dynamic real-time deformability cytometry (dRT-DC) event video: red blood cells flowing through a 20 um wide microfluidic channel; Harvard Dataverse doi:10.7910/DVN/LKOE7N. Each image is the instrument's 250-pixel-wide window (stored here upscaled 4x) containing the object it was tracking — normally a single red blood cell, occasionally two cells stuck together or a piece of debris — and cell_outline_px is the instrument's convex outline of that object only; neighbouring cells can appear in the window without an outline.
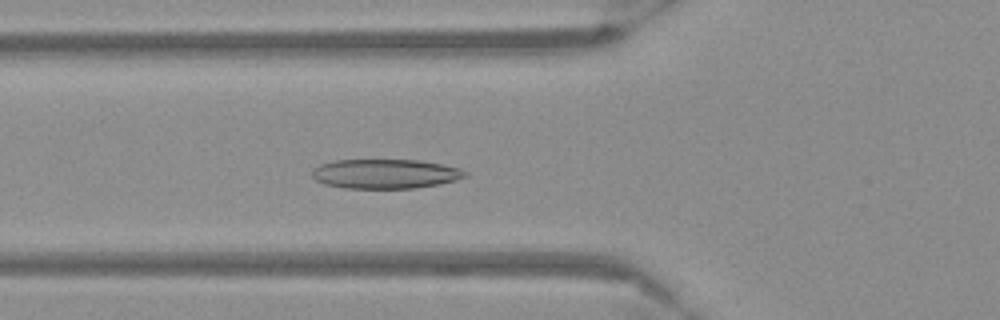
{"species": "Egyptian fruit bat (a non-hibernating species)", "species_latin": "Rousettus aegyptiacus", "temperature_condition": "warm", "stored_images_in_passage": 54, "camera_frame_rate_fps": 3000, "um_per_image_px": 0.085, "frame": {"image": 1, "passage_image": 20, "time_ms": 6.333, "image_size_px": [1000, 320], "cell_outline_px": [[468, 176], [456, 180], [440, 184], [416, 188], [344, 188], [324, 184], [316, 180], [312, 176], [312, 172], [320, 164], [336, 160], [420, 160], [440, 164], [456, 168], [468, 172]], "centroid_in_image_um": [32.76, 14.78], "position_along_channel_um": 93.0, "area_um2": 26.18}}
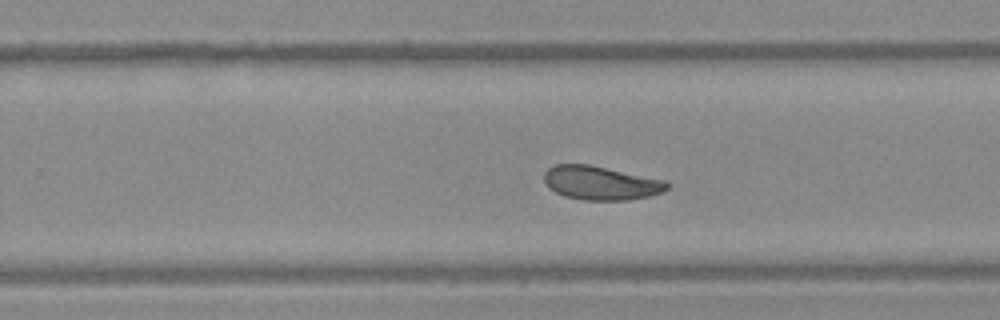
{"frame": {"image": 2, "passage_image": 35, "time_ms": 11.333, "image_size_px": [1000, 320], "cell_outline_px": [[668, 188], [664, 192], [648, 196], [628, 200], [580, 200], [564, 196], [548, 188], [544, 180], [544, 172], [552, 164], [588, 164], [664, 180], [668, 184]], "centroid_in_image_um": [51.02, 15.55], "position_along_channel_um": 278.8, "area_um2": 24.22}}
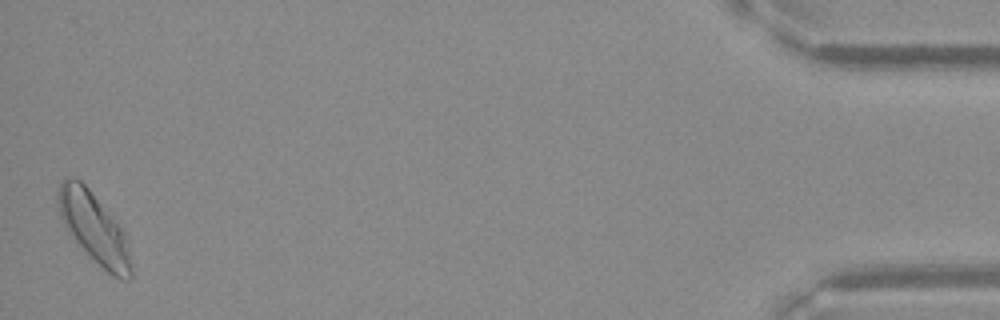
{"frame": {"image": 3, "passage_image": 54, "time_ms": 17.667, "image_size_px": [1000, 320], "cell_outline_px": [[132, 276], [128, 280], [120, 280], [112, 276], [68, 232], [60, 216], [56, 200], [56, 196], [60, 180], [80, 180], [88, 188], [124, 232], [132, 264]], "centroid_in_image_um": [7.99, 19.39], "position_along_channel_um": 427.2, "area_um2": 28.96}}